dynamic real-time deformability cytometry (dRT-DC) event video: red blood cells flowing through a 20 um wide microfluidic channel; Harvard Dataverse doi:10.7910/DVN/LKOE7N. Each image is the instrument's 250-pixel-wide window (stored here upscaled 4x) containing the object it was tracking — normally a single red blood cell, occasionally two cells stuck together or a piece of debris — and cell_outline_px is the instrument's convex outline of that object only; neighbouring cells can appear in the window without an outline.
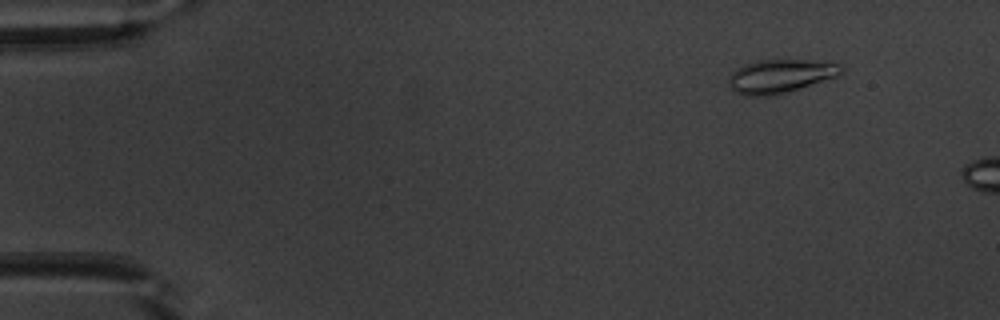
{"species": "common noctule bat (a hibernating species)", "species_latin": "Nyctalus noctula", "temperature_condition": "warm", "stored_images_in_passage": 7, "camera_frame_rate_fps": 3000, "um_per_image_px": 0.085, "animal": {"sex": "male", "body_mass_g": 20.1, "forearm_length_mm": 53.5}, "frame": {"image": 1, "passage_image": 2, "time_ms": 0.333, "image_size_px": [1000, 320], "cell_outline_px": [[844, 68], [840, 76], [788, 92], [768, 96], [744, 96], [736, 92], [728, 84], [728, 80], [732, 72], [736, 68], [744, 64], [756, 60], [804, 60], [840, 64]], "centroid_in_image_um": [66.32, 6.48], "position_along_channel_um": 18.7, "area_um2": 22.14}}